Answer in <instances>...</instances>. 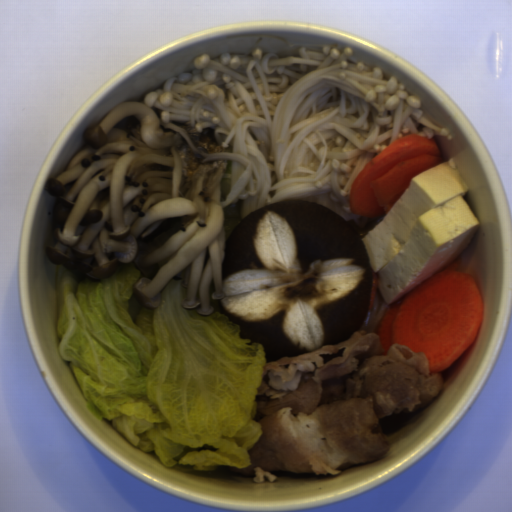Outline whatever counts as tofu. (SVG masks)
Listing matches in <instances>:
<instances>
[{"label":"tofu","instance_id":"obj_1","mask_svg":"<svg viewBox=\"0 0 512 512\" xmlns=\"http://www.w3.org/2000/svg\"><path fill=\"white\" fill-rule=\"evenodd\" d=\"M468 190L451 158L411 178L362 238L387 305L450 266L474 238L480 221L463 199Z\"/></svg>","mask_w":512,"mask_h":512}]
</instances>
